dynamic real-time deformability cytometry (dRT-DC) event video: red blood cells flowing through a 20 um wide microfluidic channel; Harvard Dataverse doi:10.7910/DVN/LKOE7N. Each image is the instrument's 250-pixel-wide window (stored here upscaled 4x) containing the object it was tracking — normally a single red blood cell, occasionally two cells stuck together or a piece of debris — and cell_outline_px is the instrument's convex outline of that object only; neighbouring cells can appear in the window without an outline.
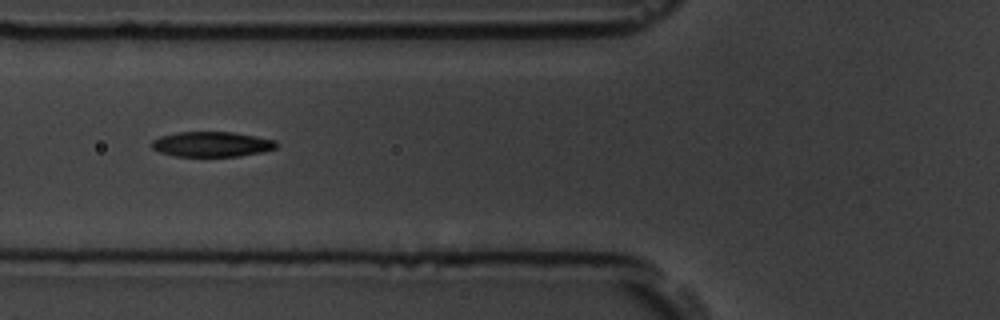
{"species": "common noctule bat (a hibernating species)", "species_latin": "Nyctalus noctula", "temperature_condition": "room temperature", "stored_images_in_passage": 11, "camera_frame_rate_fps": 3000, "um_per_image_px": 0.085, "animal": {"sex": "male", "body_mass_g": 19.5, "forearm_length_mm": 54.6}, "frame": {"image": 1, "passage_image": 2, "time_ms": 1.333, "image_size_px": [1000, 320], "cell_outline_px": [[276, 148], [264, 152], [240, 156], [172, 156], [160, 152], [152, 148], [152, 140], [160, 136], [176, 132], [232, 132], [256, 136], [276, 140]], "centroid_in_image_um": [18.0, 12.26], "position_along_channel_um": 107.8, "area_um2": 18.32}}
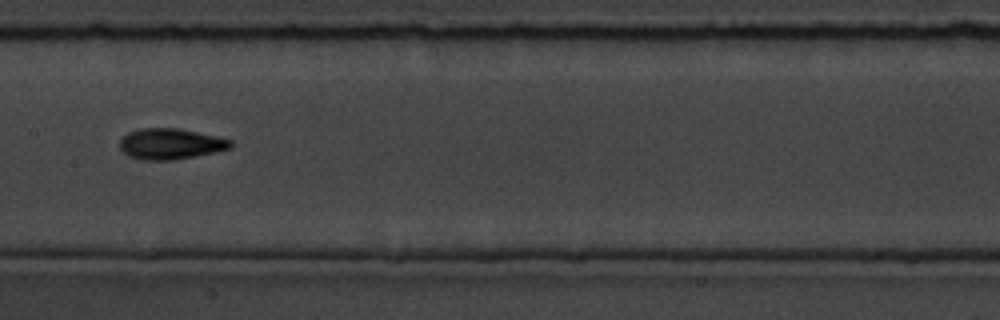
{"frame": {"image": 2, "passage_image": 4, "time_ms": 3.667, "image_size_px": [1000, 320], "cell_outline_px": [[232, 148], [216, 152], [176, 160], [140, 160], [128, 156], [120, 148], [120, 140], [128, 132], [140, 128], [176, 128], [216, 136], [232, 140]], "centroid_in_image_um": [14.49, 12.24], "position_along_channel_um": 192.9, "area_um2": 20.0}}
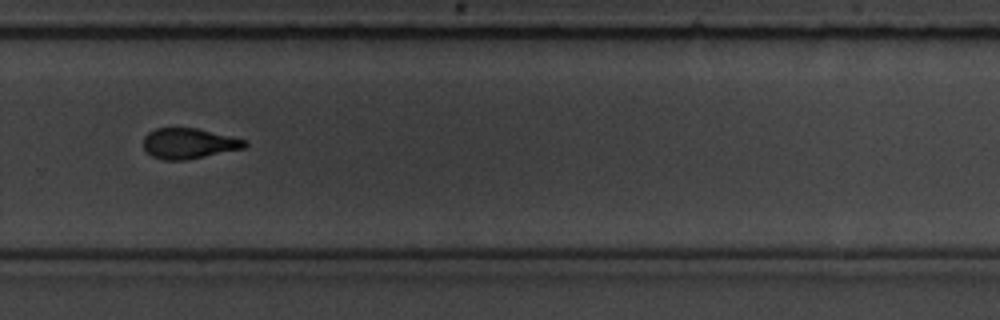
{"frame": {"image": 3, "passage_image": 7, "time_ms": 7.0, "image_size_px": [1000, 320], "cell_outline_px": [[248, 144], [244, 148], [184, 160], [164, 160], [152, 156], [144, 148], [144, 136], [148, 132], [156, 128], [196, 128], [248, 140]], "centroid_in_image_um": [16.05, 12.18], "position_along_channel_um": 313.7, "area_um2": 17.86}, "authors_computed_cell_mechanics": {"area_um2": 18.6116, "velocity_mm_per_s": 3.643, "shape_relaxation_time_tau1_ms": 2.1993, "shape_relaxation_time_tau2_ms": 1.9523, "deformation_change_tau1": 0.1226, "deformation_change_tau2": 0.0832}}